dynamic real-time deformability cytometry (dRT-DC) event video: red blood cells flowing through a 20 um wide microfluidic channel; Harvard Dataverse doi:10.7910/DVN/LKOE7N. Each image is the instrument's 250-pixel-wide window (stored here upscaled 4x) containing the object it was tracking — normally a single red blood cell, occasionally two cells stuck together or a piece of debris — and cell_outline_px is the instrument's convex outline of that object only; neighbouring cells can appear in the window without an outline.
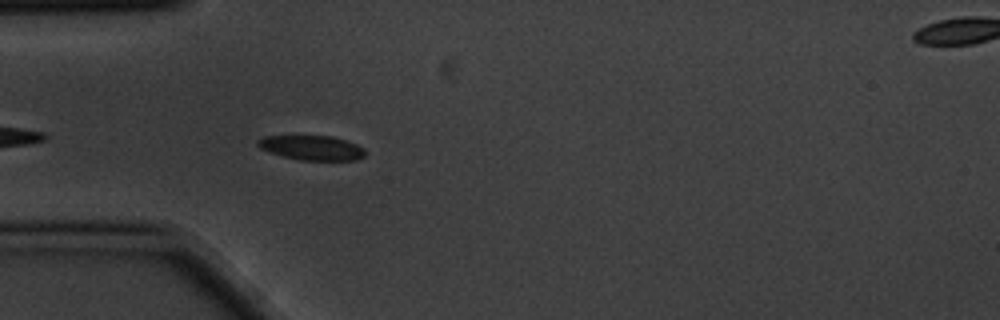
{"species": "common noctule bat (a hibernating species)", "species_latin": "Nyctalus noctula", "temperature_condition": "cold", "stored_images_in_passage": 6, "segment_of_instrument_passage": [1, 2], "camera_frame_rate_fps": 3000, "um_per_image_px": 0.085, "animal": {"sex": "male", "body_mass_g": 20.1, "forearm_length_mm": 53.5}, "frame": {"image": 1, "passage_image": 5, "time_ms": 1.333, "image_size_px": [1000, 320], "cell_outline_px": [[364, 156], [356, 160], [300, 160], [268, 152], [260, 148], [256, 144], [256, 140], [264, 136], [332, 136], [356, 144], [364, 148]], "centroid_in_image_um": [26.47, 12.56], "position_along_channel_um": 58.5, "area_um2": 15.32}}